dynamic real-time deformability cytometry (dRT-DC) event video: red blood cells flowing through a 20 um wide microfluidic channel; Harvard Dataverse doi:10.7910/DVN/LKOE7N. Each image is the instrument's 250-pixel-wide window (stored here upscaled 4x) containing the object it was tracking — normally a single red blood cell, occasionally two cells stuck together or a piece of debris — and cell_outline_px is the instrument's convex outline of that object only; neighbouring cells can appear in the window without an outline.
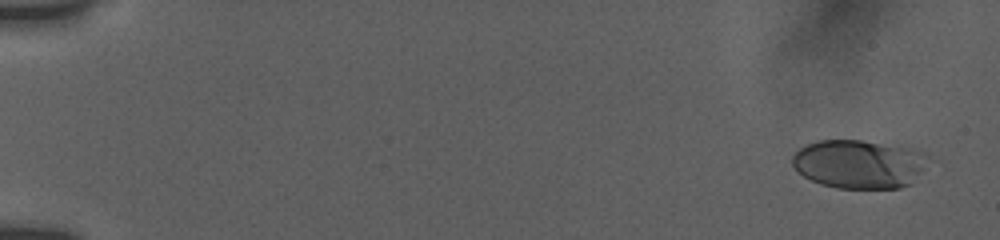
{"species": "human", "species_latin": "Homo sapiens", "temperature_condition": "room temperature", "stored_images_in_passage": 12, "camera_frame_rate_fps": 3000, "um_per_image_px": 0.085, "donor": {"sex": "female"}, "frame": {"image": 1, "passage_image": 1, "time_ms": 0.0, "image_size_px": [1000, 240], "cell_outline_px": [[932, 156], [912, 184], [900, 188], [836, 188], [820, 184], [796, 172], [792, 164], [792, 156], [800, 148], [808, 144], [820, 140], [860, 140], [912, 148], [928, 152]], "centroid_in_image_um": [73.06, 13.94], "position_along_channel_um": 11.9, "area_um2": 38.96}}
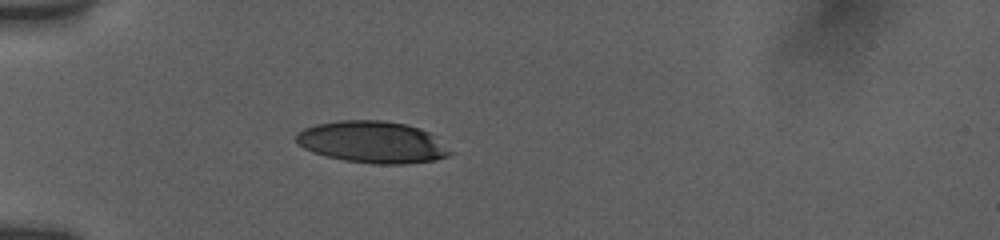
{"frame": {"image": 2, "passage_image": 10, "time_ms": 5.0, "image_size_px": [1000, 240], "cell_outline_px": [[452, 152], [448, 156], [436, 160], [404, 164], [372, 164], [344, 160], [324, 156], [312, 152], [296, 144], [296, 132], [304, 128], [316, 124], [340, 120], [384, 120], [408, 124], [420, 128], [428, 132]], "centroid_in_image_um": [31.61, 12.08], "position_along_channel_um": 53.4, "area_um2": 37.63}}
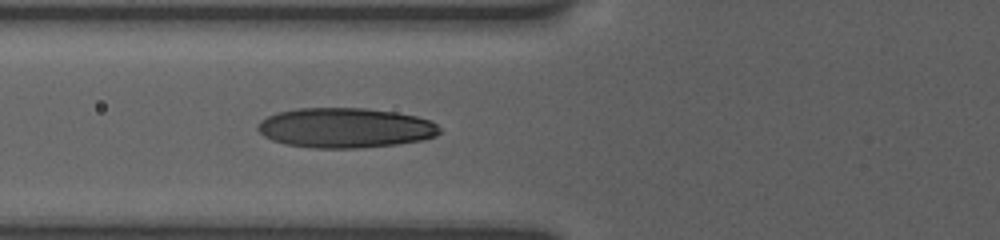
{"frame": {"image": 3, "passage_image": 12, "time_ms": 6.667, "image_size_px": [1000, 240], "cell_outline_px": [[440, 132], [436, 136], [424, 140], [396, 144], [360, 148], [312, 148], [284, 144], [272, 140], [264, 136], [256, 128], [256, 124], [260, 120], [276, 112], [296, 108], [364, 108], [396, 112], [416, 116], [432, 120], [440, 128]], "centroid_in_image_um": [29.33, 10.86], "position_along_channel_um": 96.5, "area_um2": 42.71}}